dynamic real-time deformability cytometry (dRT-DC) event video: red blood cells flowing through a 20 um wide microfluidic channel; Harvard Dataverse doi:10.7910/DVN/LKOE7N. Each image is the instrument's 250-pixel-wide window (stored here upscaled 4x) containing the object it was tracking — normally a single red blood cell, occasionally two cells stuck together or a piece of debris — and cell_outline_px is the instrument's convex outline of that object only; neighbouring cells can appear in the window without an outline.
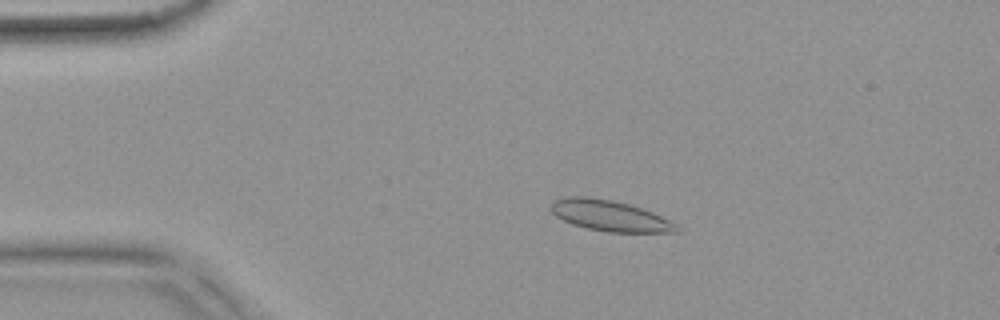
{"species": "common noctule bat (a hibernating species)", "species_latin": "Nyctalus noctula", "temperature_condition": "warm", "stored_images_in_passage": 46, "camera_frame_rate_fps": 3000, "um_per_image_px": 0.085, "animal": {"sex": "female", "body_mass_g": 18.4}, "frame": {"image": 1, "passage_image": 3, "time_ms": 0.667, "image_size_px": [1000, 320], "cell_outline_px": [[680, 232], [608, 232], [588, 228], [572, 224], [556, 216], [548, 208], [552, 200], [568, 196], [584, 196], [612, 200], [628, 204], [652, 212], [676, 224], [680, 228]], "centroid_in_image_um": [51.78, 18.33], "position_along_channel_um": 33.2, "area_um2": 22.48}}
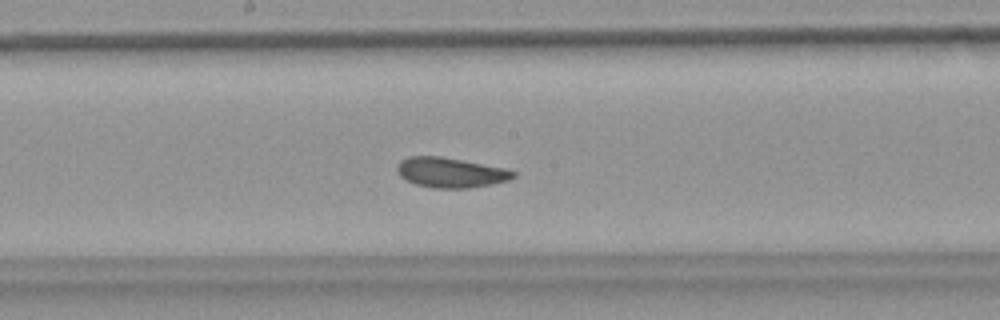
{"frame": {"image": 2, "passage_image": 21, "time_ms": 6.667, "image_size_px": [1000, 320], "cell_outline_px": [[516, 176], [508, 180], [492, 184], [468, 188], [432, 188], [416, 184], [400, 176], [396, 168], [396, 164], [400, 160], [408, 156], [440, 156], [504, 168], [516, 172]], "centroid_in_image_um": [38.27, 14.66], "position_along_channel_um": 209.9, "area_um2": 20.23}}
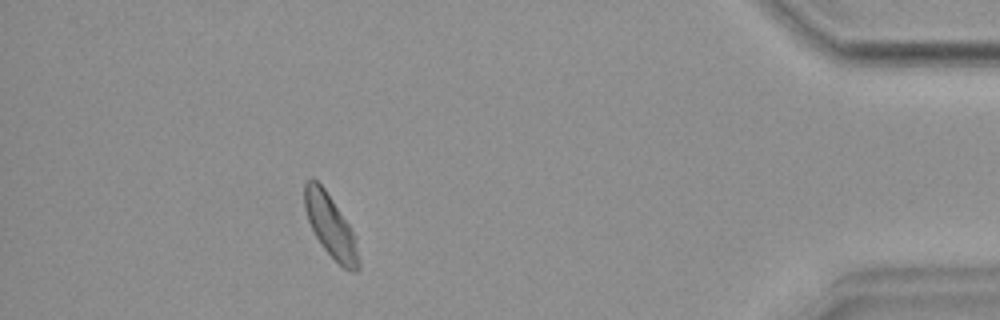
{"frame": {"image": 3, "passage_image": 41, "time_ms": 13.333, "image_size_px": [1000, 320], "cell_outline_px": [[360, 268], [356, 272], [352, 272], [344, 268], [320, 244], [308, 220], [304, 208], [304, 184], [312, 176], [324, 188], [348, 224], [352, 232], [360, 264]], "centroid_in_image_um": [28.06, 19.19], "position_along_channel_um": 407.1, "area_um2": 19.13}, "authors_computed_cell_mechanics": {"area_um2": 20.1722, "velocity_mm_per_s": 3.7209, "shape_relaxation_time_tau1_ms": 5.1648, "shape_relaxation_time_tau2_ms": 2.4948, "deformation_change_tau1": 0.1275, "deformation_change_tau2": 0.0593}}